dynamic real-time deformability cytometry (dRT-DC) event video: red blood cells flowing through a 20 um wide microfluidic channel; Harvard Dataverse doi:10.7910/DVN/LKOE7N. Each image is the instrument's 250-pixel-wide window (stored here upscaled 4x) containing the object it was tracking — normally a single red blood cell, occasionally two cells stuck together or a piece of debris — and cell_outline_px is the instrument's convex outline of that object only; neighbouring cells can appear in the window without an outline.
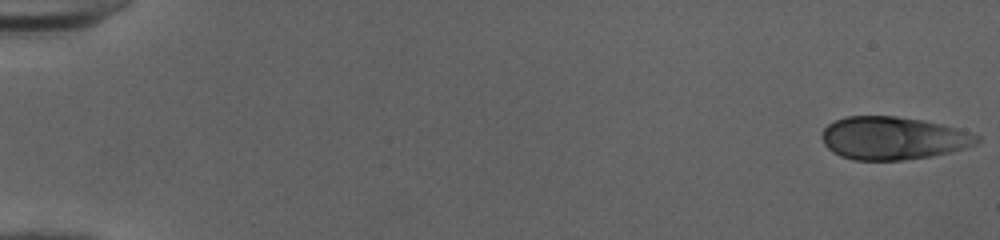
{"species": "human", "species_latin": "Homo sapiens", "temperature_condition": "cold", "stored_images_in_passage": 51, "camera_frame_rate_fps": 3000, "um_per_image_px": 0.085, "donor": {"sex": "female"}, "frame": {"image": 1, "passage_image": 1, "time_ms": 0.0, "image_size_px": [1000, 240], "cell_outline_px": [[980, 140], [976, 144], [964, 148], [932, 156], [904, 160], [852, 160], [840, 156], [832, 152], [824, 144], [820, 136], [824, 128], [828, 124], [836, 120], [848, 116], [896, 116], [920, 120], [940, 124], [956, 128], [980, 136]], "centroid_in_image_um": [75.87, 11.75], "position_along_channel_um": 9.1, "area_um2": 38.67}}
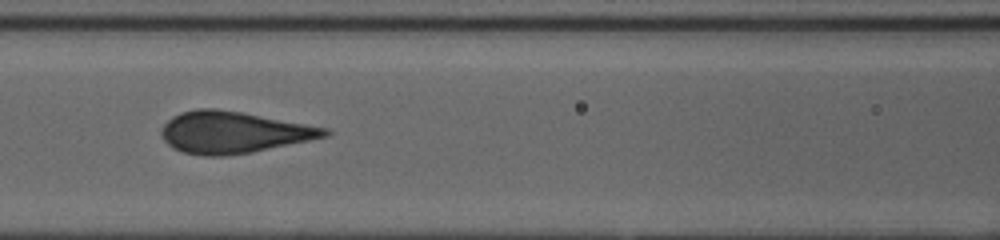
{"frame": {"image": 2, "passage_image": 24, "time_ms": 7.667, "image_size_px": [1000, 240], "cell_outline_px": [[332, 132], [328, 136], [252, 152], [224, 156], [200, 156], [184, 152], [172, 148], [160, 136], [160, 128], [172, 116], [180, 112], [196, 108], [216, 108], [240, 112], [328, 128]], "centroid_in_image_um": [19.78, 11.25], "position_along_channel_um": 146.8, "area_um2": 39.65}}
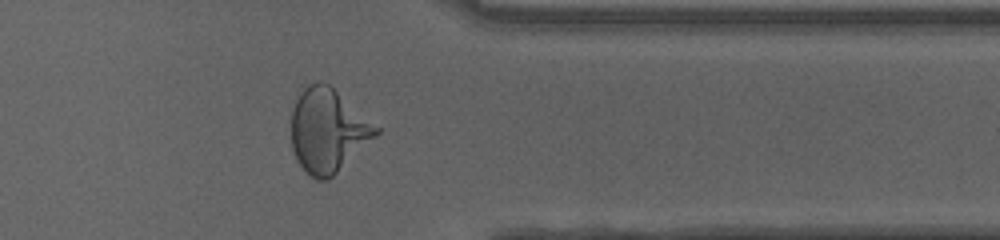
{"frame": {"image": 3, "passage_image": 42, "time_ms": 13.667, "image_size_px": [1000, 240], "cell_outline_px": [[380, 132], [376, 136], [328, 180], [316, 180], [296, 160], [292, 148], [292, 108], [296, 100], [304, 88], [308, 84], [316, 80], [320, 80], [328, 84], [380, 128]], "centroid_in_image_um": [27.85, 11.08], "position_along_channel_um": 383.5, "area_um2": 40.75}, "authors_computed_cell_mechanics": {"area_um2": 39.1306, "velocity_mm_per_s": 4.0383, "shape_relaxation_time_tau1_ms": 5.2474, "shape_relaxation_time_tau2_ms": null, "deformation_change_tau1": 0.1896, "deformation_change_tau2": null}}